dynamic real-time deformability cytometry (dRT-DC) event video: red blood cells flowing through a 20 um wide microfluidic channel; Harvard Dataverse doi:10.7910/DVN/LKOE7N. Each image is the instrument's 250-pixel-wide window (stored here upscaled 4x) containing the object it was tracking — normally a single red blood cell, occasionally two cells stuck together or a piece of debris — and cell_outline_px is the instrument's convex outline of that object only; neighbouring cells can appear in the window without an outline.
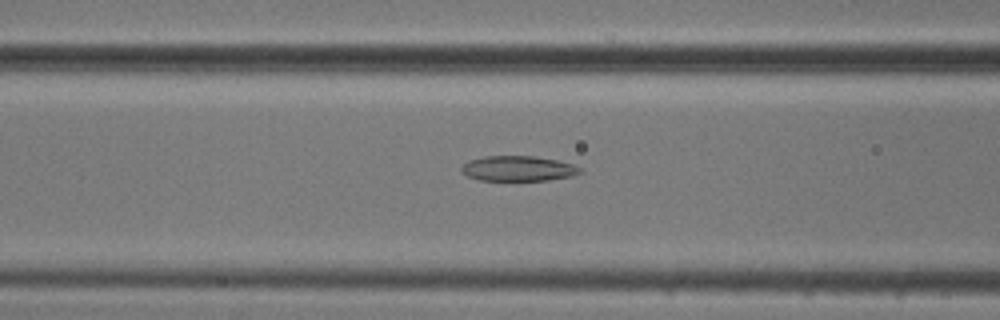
{"species": "common noctule bat (a hibernating species)", "species_latin": "Nyctalus noctula", "temperature_condition": "cold", "stored_images_in_passage": 53, "camera_frame_rate_fps": 3000, "um_per_image_px": 0.085, "animal": {"sex": "male", "body_mass_g": 20.5, "forearm_length_mm": 52.5}, "frame": {"image": 1, "passage_image": 21, "time_ms": 6.667, "image_size_px": [1000, 320], "cell_outline_px": [[584, 172], [572, 176], [548, 180], [480, 180], [468, 176], [460, 172], [460, 168], [468, 160], [484, 156], [536, 156], [556, 160], [572, 164], [580, 168]], "centroid_in_image_um": [44.03, 14.32], "position_along_channel_um": 122.6, "area_um2": 17.46}}
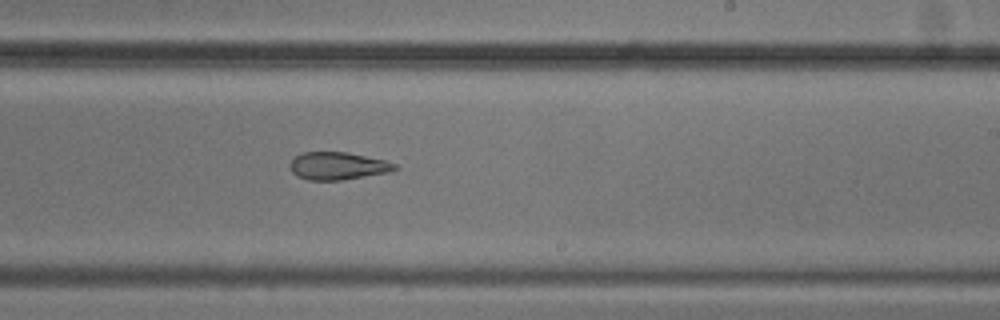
{"frame": {"image": 2, "passage_image": 32, "time_ms": 10.333, "image_size_px": [1000, 320], "cell_outline_px": [[400, 168], [388, 172], [340, 180], [308, 180], [296, 176], [292, 172], [292, 160], [300, 152], [348, 152], [384, 160], [396, 164]], "centroid_in_image_um": [28.72, 14.1], "position_along_channel_um": 260.3, "area_um2": 16.7}}
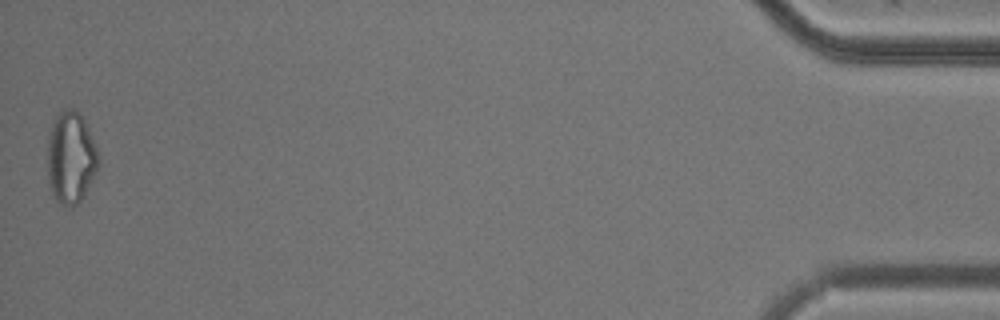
{"frame": {"image": 3, "passage_image": 53, "time_ms": 17.333, "image_size_px": [1000, 320], "cell_outline_px": [[100, 160], [96, 172], [80, 200], [72, 208], [60, 204], [56, 200], [52, 192], [48, 176], [48, 136], [52, 124], [56, 116], [64, 108], [72, 108], [80, 112], [92, 136]], "centroid_in_image_um": [6.02, 13.37], "position_along_channel_um": 429.2, "area_um2": 27.17}, "authors_computed_cell_mechanics": {"area_um2": 21.097, "velocity_mm_per_s": 3.7538, "shape_relaxation_time_tau1_ms": null, "shape_relaxation_time_tau2_ms": 3.2134, "deformation_change_tau1": null, "deformation_change_tau2": 0.1174}}